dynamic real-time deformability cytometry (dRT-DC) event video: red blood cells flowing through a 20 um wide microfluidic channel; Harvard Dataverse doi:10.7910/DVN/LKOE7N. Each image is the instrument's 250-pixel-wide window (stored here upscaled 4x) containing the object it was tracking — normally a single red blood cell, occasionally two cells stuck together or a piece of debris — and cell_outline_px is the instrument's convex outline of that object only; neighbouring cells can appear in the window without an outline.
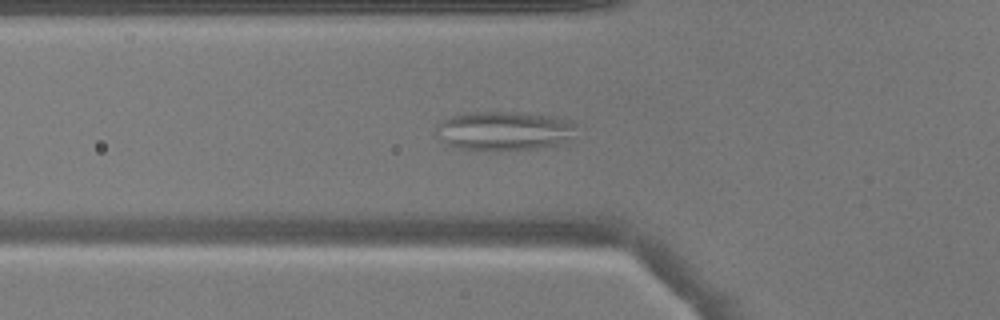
{"species": "common noctule bat (a hibernating species)", "species_latin": "Nyctalus noctula", "temperature_condition": "warm", "stored_images_in_passage": 40, "segment_of_instrument_passage": [1, 2], "camera_frame_rate_fps": 3000, "um_per_image_px": 0.085, "animal": {"sex": "male", "body_mass_g": 17.9}, "frame": {"image": 1, "passage_image": 8, "time_ms": 2.333, "image_size_px": [1000, 320], "cell_outline_px": [[572, 128], [568, 144], [544, 148], [496, 152], [456, 148], [440, 140], [436, 136], [436, 124], [440, 120], [464, 112], [524, 112], [552, 116], [572, 120]], "centroid_in_image_um": [42.81, 11.15], "position_along_channel_um": 83.0, "area_um2": 32.95}}